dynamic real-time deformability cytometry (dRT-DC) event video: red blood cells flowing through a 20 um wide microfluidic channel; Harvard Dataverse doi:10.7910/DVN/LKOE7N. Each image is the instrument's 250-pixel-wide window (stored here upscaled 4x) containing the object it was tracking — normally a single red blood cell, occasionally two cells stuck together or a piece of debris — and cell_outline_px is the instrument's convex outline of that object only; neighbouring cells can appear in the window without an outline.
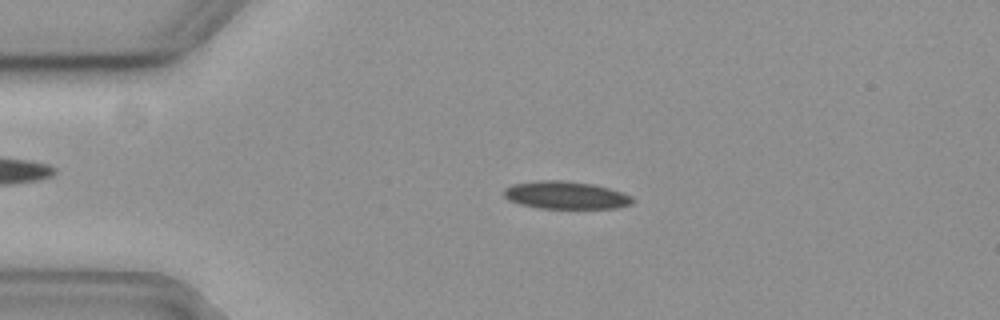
{"species": "common noctule bat (a hibernating species)", "species_latin": "Nyctalus noctula", "temperature_condition": "cold", "stored_images_in_passage": 50, "camera_frame_rate_fps": 3000, "um_per_image_px": 0.085, "animal": {"sex": "female", "body_mass_g": 19.3, "forearm_length_mm": 54.1}, "frame": {"image": 1, "passage_image": 6, "time_ms": 1.667, "image_size_px": [1000, 320], "cell_outline_px": [[636, 200], [632, 204], [616, 208], [540, 208], [520, 204], [508, 200], [504, 196], [504, 188], [512, 184], [540, 180], [560, 180], [592, 184], [608, 188], [632, 196]], "centroid_in_image_um": [48.08, 16.59], "position_along_channel_um": 36.9, "area_um2": 20.69}}
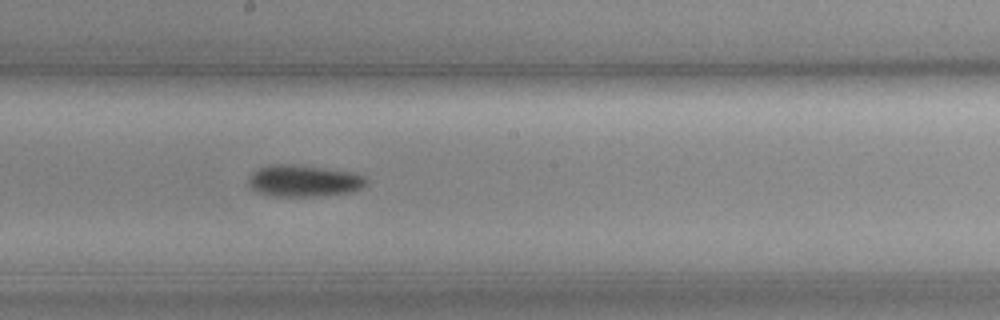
{"frame": {"image": 2, "passage_image": 24, "time_ms": 7.667, "image_size_px": [1000, 320], "cell_outline_px": [[368, 184], [352, 192], [316, 196], [268, 196], [256, 192], [248, 184], [248, 176], [256, 168], [272, 164], [288, 164], [320, 168], [348, 172], [364, 176], [368, 180]], "centroid_in_image_um": [25.76, 15.38], "position_along_channel_um": 222.4, "area_um2": 21.73}}
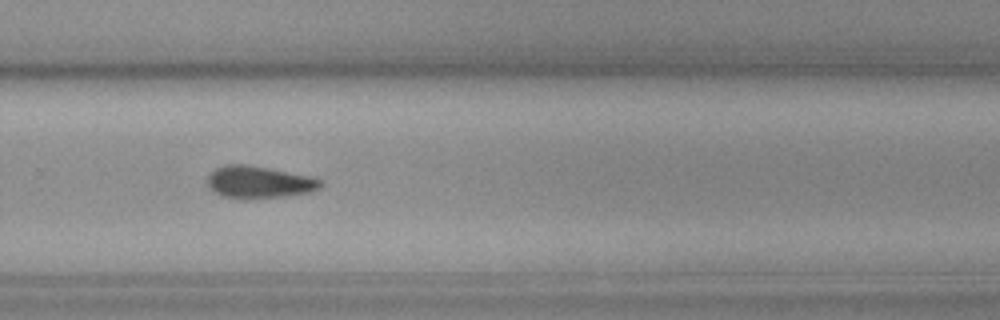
{"frame": {"image": 3, "passage_image": 31, "time_ms": 10.0, "image_size_px": [1000, 320], "cell_outline_px": [[324, 184], [320, 188], [308, 192], [284, 196], [248, 200], [244, 200], [220, 196], [212, 192], [208, 188], [208, 176], [216, 168], [224, 164], [244, 164], [268, 168], [312, 176], [320, 180]], "centroid_in_image_um": [21.98, 15.5], "position_along_channel_um": 307.8, "area_um2": 21.56}, "authors_computed_cell_mechanics": {"area_um2": 21.0681, "velocity_mm_per_s": 3.6795, "shape_relaxation_time_tau1_ms": 10.3099, "shape_relaxation_time_tau2_ms": null, "deformation_change_tau1": 0.152, "deformation_change_tau2": null}}